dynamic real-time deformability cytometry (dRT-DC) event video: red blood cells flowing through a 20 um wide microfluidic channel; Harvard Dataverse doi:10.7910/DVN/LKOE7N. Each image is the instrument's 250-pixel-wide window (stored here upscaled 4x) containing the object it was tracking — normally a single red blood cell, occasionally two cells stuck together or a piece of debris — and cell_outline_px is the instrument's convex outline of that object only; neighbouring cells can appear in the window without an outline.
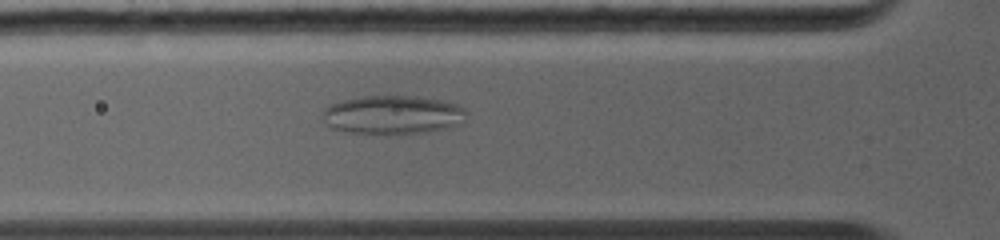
{"species": "common noctule bat (a hibernating species)", "species_latin": "Nyctalus noctula", "temperature_condition": "warm", "stored_images_in_passage": 19, "camera_frame_rate_fps": 5000, "um_per_image_px": 0.085, "animal": {"sex": "female", "body_mass_g": 19.0, "forearm_length_mm": 56.7}, "frame": {"image": 1, "passage_image": 14, "time_ms": 3.4, "image_size_px": [1000, 240], "cell_outline_px": [[468, 112], [464, 120], [444, 128], [396, 136], [388, 136], [348, 132], [332, 128], [324, 120], [324, 108], [332, 104], [344, 100], [364, 96], [412, 96], [440, 100], [456, 104], [464, 108]], "centroid_in_image_um": [33.36, 9.78], "position_along_channel_um": 92.4, "area_um2": 32.48}}
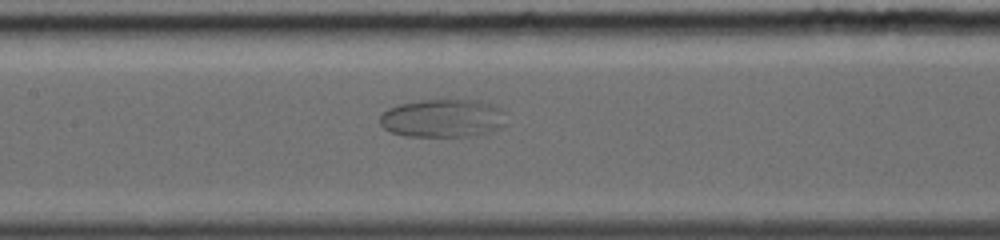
{"frame": {"image": 2, "passage_image": 19, "time_ms": 5.2, "image_size_px": [1000, 240], "cell_outline_px": [[504, 112], [500, 124], [496, 128], [488, 132], [476, 136], [408, 136], [392, 132], [384, 128], [380, 124], [380, 116], [388, 108], [400, 104], [420, 100], [480, 100], [500, 108]], "centroid_in_image_um": [37.58, 10.04], "position_along_channel_um": 169.8, "area_um2": 27.69}}